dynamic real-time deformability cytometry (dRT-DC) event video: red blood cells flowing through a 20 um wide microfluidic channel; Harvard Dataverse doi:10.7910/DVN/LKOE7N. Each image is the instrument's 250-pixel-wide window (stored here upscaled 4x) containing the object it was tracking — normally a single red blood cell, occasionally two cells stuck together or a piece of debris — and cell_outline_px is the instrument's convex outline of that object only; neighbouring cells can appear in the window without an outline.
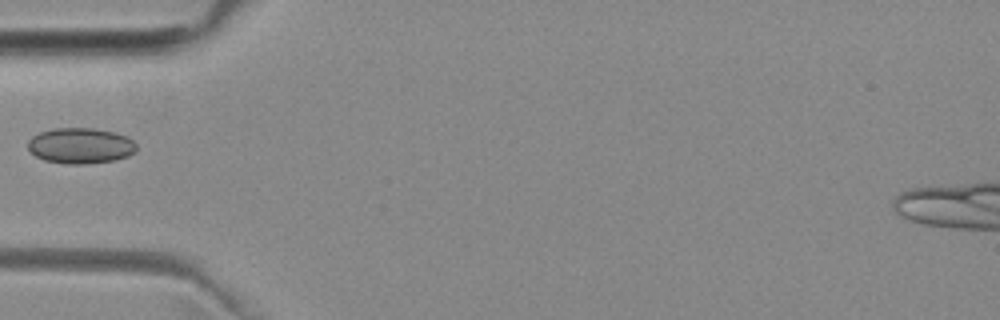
{"species": "common noctule bat (a hibernating species)", "species_latin": "Nyctalus noctula", "temperature_condition": "room temperature", "stored_images_in_passage": 1, "camera_frame_rate_fps": 3000, "um_per_image_px": 0.085, "animal": {"sex": "female", "body_mass_g": 29.2, "forearm_length_mm": 56.3}, "frame": {"image": 1, "passage_image": 1, "time_ms": 0.0, "image_size_px": [1000, 320], "cell_outline_px": [[136, 152], [128, 156], [116, 160], [80, 164], [68, 164], [44, 160], [36, 156], [28, 148], [28, 140], [32, 136], [40, 132], [52, 128], [92, 128], [112, 132], [128, 136], [136, 144]], "centroid_in_image_um": [6.85, 12.38], "position_along_channel_um": 78.2, "area_um2": 22.6}}